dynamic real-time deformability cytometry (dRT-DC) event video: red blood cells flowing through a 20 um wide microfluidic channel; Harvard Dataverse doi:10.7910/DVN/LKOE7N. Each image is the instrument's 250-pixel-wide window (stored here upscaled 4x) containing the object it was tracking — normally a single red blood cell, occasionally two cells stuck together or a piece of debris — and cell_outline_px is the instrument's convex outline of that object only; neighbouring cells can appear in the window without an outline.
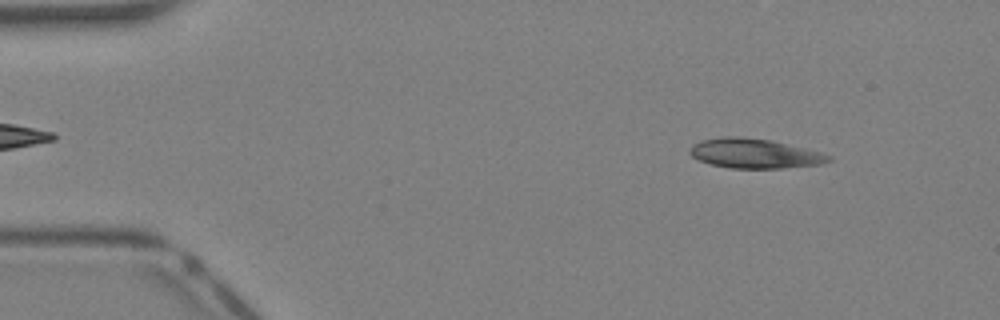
{"species": "Egyptian fruit bat (a non-hibernating species)", "species_latin": "Rousettus aegyptiacus", "temperature_condition": "warm", "stored_images_in_passage": 39, "camera_frame_rate_fps": 3000, "um_per_image_px": 0.085, "animal": {"sex": "female"}, "frame": {"image": 1, "passage_image": 4, "time_ms": 1.0, "image_size_px": [1000, 320], "cell_outline_px": [[832, 160], [820, 164], [780, 168], [732, 168], [712, 164], [700, 160], [692, 156], [688, 152], [688, 148], [692, 144], [700, 140], [724, 136], [736, 136], [772, 140], [820, 152], [832, 156]], "centroid_in_image_um": [64.1, 13.03], "position_along_channel_um": 20.9, "area_um2": 23.87}}
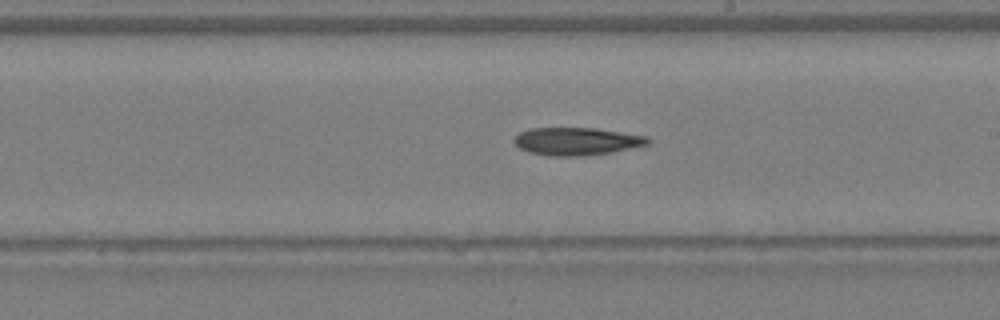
{"frame": {"image": 2, "passage_image": 22, "time_ms": 7.0, "image_size_px": [1000, 320], "cell_outline_px": [[652, 140], [648, 144], [612, 152], [576, 156], [552, 156], [528, 152], [520, 148], [512, 140], [520, 132], [532, 128], [596, 128], [648, 136]], "centroid_in_image_um": [49.02, 12.0], "position_along_channel_um": 240.0, "area_um2": 21.5}}
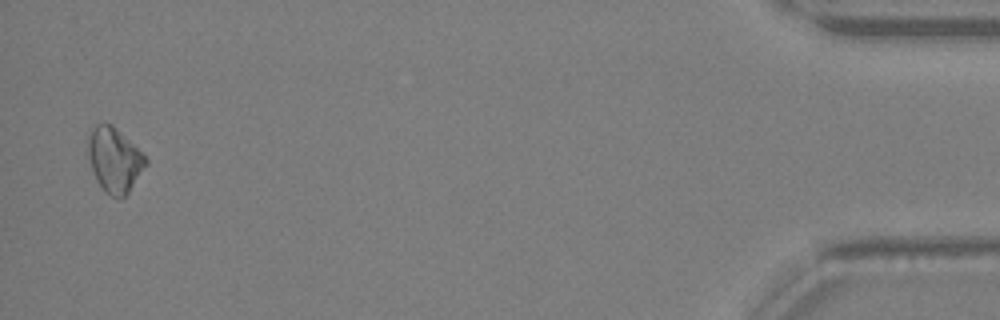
{"frame": {"image": 3, "passage_image": 38, "time_ms": 12.333, "image_size_px": [1000, 320], "cell_outline_px": [[148, 164], [128, 192], [124, 196], [112, 196], [104, 192], [96, 180], [88, 156], [88, 140], [92, 128], [96, 124], [104, 120], [112, 124], [148, 160]], "centroid_in_image_um": [9.71, 13.57], "position_along_channel_um": 425.5, "area_um2": 21.44}}